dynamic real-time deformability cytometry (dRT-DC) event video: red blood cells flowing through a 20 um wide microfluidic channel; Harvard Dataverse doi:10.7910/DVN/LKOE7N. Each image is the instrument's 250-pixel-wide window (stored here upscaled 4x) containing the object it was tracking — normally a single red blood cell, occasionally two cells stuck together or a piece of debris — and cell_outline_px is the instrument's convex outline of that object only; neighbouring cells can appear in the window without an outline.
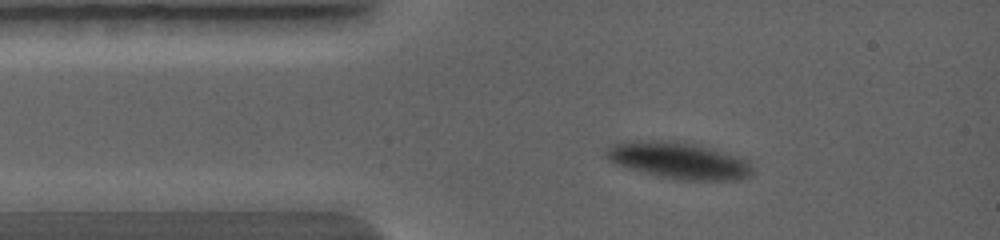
{"species": "common noctule bat (a hibernating species)", "species_latin": "Nyctalus noctula", "temperature_condition": "warm", "stored_images_in_passage": 28, "camera_frame_rate_fps": 5000, "um_per_image_px": 0.085, "animal": {"sex": "female", "body_mass_g": 19.0, "forearm_length_mm": 56.7}, "frame": {"image": 1, "passage_image": 1, "time_ms": 0.0, "image_size_px": [1000, 240], "cell_outline_px": [[752, 176], [740, 180], [680, 180], [656, 176], [640, 172], [616, 164], [608, 160], [604, 156], [604, 148], [612, 144], [632, 140], [676, 140], [696, 144], [712, 148], [748, 160], [752, 168]], "centroid_in_image_um": [57.65, 13.63], "position_along_channel_um": 27.4, "area_um2": 31.85}}
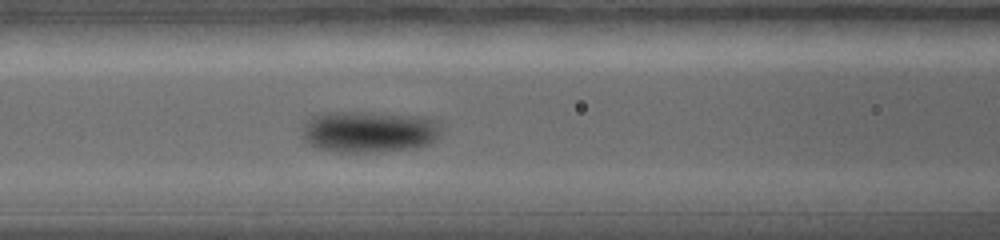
{"frame": {"image": 2, "passage_image": 19, "time_ms": 2.6, "image_size_px": [1000, 240], "cell_outline_px": [[440, 132], [436, 140], [428, 144], [416, 148], [384, 152], [340, 152], [316, 148], [308, 144], [304, 140], [304, 120], [320, 112], [368, 112], [424, 116], [440, 120]], "centroid_in_image_um": [31.4, 11.19], "position_along_channel_um": 135.2, "area_um2": 34.33}}
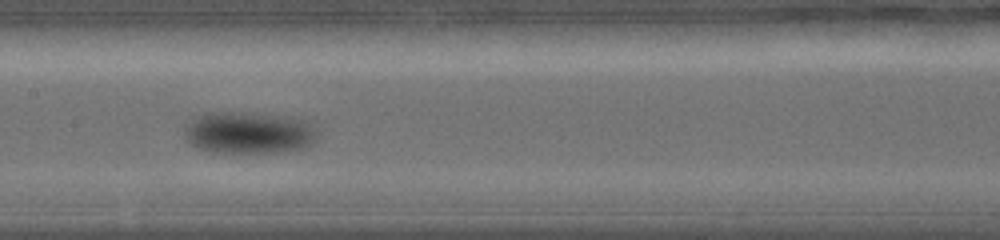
{"frame": {"image": 3, "passage_image": 27, "time_ms": 3.6, "image_size_px": [1000, 240], "cell_outline_px": [[316, 140], [312, 144], [300, 148], [280, 152], [212, 152], [196, 148], [184, 136], [184, 124], [196, 116], [208, 112], [252, 112], [292, 116], [304, 120], [312, 124], [316, 132]], "centroid_in_image_um": [21.12, 11.25], "position_along_channel_um": 186.3, "area_um2": 32.95}}